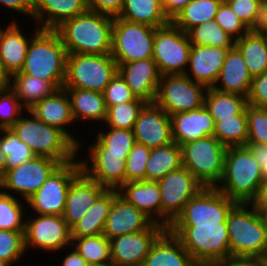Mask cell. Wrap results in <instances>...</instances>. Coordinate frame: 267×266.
I'll return each instance as SVG.
<instances>
[{"instance_id": "9", "label": "cell", "mask_w": 267, "mask_h": 266, "mask_svg": "<svg viewBox=\"0 0 267 266\" xmlns=\"http://www.w3.org/2000/svg\"><path fill=\"white\" fill-rule=\"evenodd\" d=\"M155 27L114 17L111 55L117 64L153 56Z\"/></svg>"}, {"instance_id": "23", "label": "cell", "mask_w": 267, "mask_h": 266, "mask_svg": "<svg viewBox=\"0 0 267 266\" xmlns=\"http://www.w3.org/2000/svg\"><path fill=\"white\" fill-rule=\"evenodd\" d=\"M154 222L119 195L114 199L102 234L108 239L147 230Z\"/></svg>"}, {"instance_id": "54", "label": "cell", "mask_w": 267, "mask_h": 266, "mask_svg": "<svg viewBox=\"0 0 267 266\" xmlns=\"http://www.w3.org/2000/svg\"><path fill=\"white\" fill-rule=\"evenodd\" d=\"M125 0H87L88 9L93 12L118 17Z\"/></svg>"}, {"instance_id": "64", "label": "cell", "mask_w": 267, "mask_h": 266, "mask_svg": "<svg viewBox=\"0 0 267 266\" xmlns=\"http://www.w3.org/2000/svg\"><path fill=\"white\" fill-rule=\"evenodd\" d=\"M262 183L267 182V163H263L261 168Z\"/></svg>"}, {"instance_id": "67", "label": "cell", "mask_w": 267, "mask_h": 266, "mask_svg": "<svg viewBox=\"0 0 267 266\" xmlns=\"http://www.w3.org/2000/svg\"><path fill=\"white\" fill-rule=\"evenodd\" d=\"M261 3L266 2L267 0H259Z\"/></svg>"}, {"instance_id": "28", "label": "cell", "mask_w": 267, "mask_h": 266, "mask_svg": "<svg viewBox=\"0 0 267 266\" xmlns=\"http://www.w3.org/2000/svg\"><path fill=\"white\" fill-rule=\"evenodd\" d=\"M118 193L154 223L162 225V202L157 182L145 180L126 182L118 189Z\"/></svg>"}, {"instance_id": "7", "label": "cell", "mask_w": 267, "mask_h": 266, "mask_svg": "<svg viewBox=\"0 0 267 266\" xmlns=\"http://www.w3.org/2000/svg\"><path fill=\"white\" fill-rule=\"evenodd\" d=\"M182 166L204 187L215 188L223 175L226 147L214 136L182 144Z\"/></svg>"}, {"instance_id": "63", "label": "cell", "mask_w": 267, "mask_h": 266, "mask_svg": "<svg viewBox=\"0 0 267 266\" xmlns=\"http://www.w3.org/2000/svg\"><path fill=\"white\" fill-rule=\"evenodd\" d=\"M6 173V156L2 152L0 147V180L4 177Z\"/></svg>"}, {"instance_id": "40", "label": "cell", "mask_w": 267, "mask_h": 266, "mask_svg": "<svg viewBox=\"0 0 267 266\" xmlns=\"http://www.w3.org/2000/svg\"><path fill=\"white\" fill-rule=\"evenodd\" d=\"M214 137L226 148L246 146L248 140L246 111L244 110L241 114L232 116V118L216 121Z\"/></svg>"}, {"instance_id": "17", "label": "cell", "mask_w": 267, "mask_h": 266, "mask_svg": "<svg viewBox=\"0 0 267 266\" xmlns=\"http://www.w3.org/2000/svg\"><path fill=\"white\" fill-rule=\"evenodd\" d=\"M29 216L30 214L26 215L24 229L26 252L29 248H36L56 253L72 245L71 228L63 216L38 214H35V217Z\"/></svg>"}, {"instance_id": "42", "label": "cell", "mask_w": 267, "mask_h": 266, "mask_svg": "<svg viewBox=\"0 0 267 266\" xmlns=\"http://www.w3.org/2000/svg\"><path fill=\"white\" fill-rule=\"evenodd\" d=\"M27 210L14 194L0 190V230L24 231Z\"/></svg>"}, {"instance_id": "11", "label": "cell", "mask_w": 267, "mask_h": 266, "mask_svg": "<svg viewBox=\"0 0 267 266\" xmlns=\"http://www.w3.org/2000/svg\"><path fill=\"white\" fill-rule=\"evenodd\" d=\"M82 171L79 158L61 164L45 183L26 200L31 210L38 215L62 216L66 205V195L72 180Z\"/></svg>"}, {"instance_id": "55", "label": "cell", "mask_w": 267, "mask_h": 266, "mask_svg": "<svg viewBox=\"0 0 267 266\" xmlns=\"http://www.w3.org/2000/svg\"><path fill=\"white\" fill-rule=\"evenodd\" d=\"M0 4L5 9L24 14L32 19L34 0H0Z\"/></svg>"}, {"instance_id": "43", "label": "cell", "mask_w": 267, "mask_h": 266, "mask_svg": "<svg viewBox=\"0 0 267 266\" xmlns=\"http://www.w3.org/2000/svg\"><path fill=\"white\" fill-rule=\"evenodd\" d=\"M0 147L6 156V171L35 157L30 147L11 129H0Z\"/></svg>"}, {"instance_id": "25", "label": "cell", "mask_w": 267, "mask_h": 266, "mask_svg": "<svg viewBox=\"0 0 267 266\" xmlns=\"http://www.w3.org/2000/svg\"><path fill=\"white\" fill-rule=\"evenodd\" d=\"M172 140L179 146L207 136H214V120L206 107L170 116Z\"/></svg>"}, {"instance_id": "44", "label": "cell", "mask_w": 267, "mask_h": 266, "mask_svg": "<svg viewBox=\"0 0 267 266\" xmlns=\"http://www.w3.org/2000/svg\"><path fill=\"white\" fill-rule=\"evenodd\" d=\"M145 104V101H130L107 107L104 124L115 129L133 130L138 114Z\"/></svg>"}, {"instance_id": "41", "label": "cell", "mask_w": 267, "mask_h": 266, "mask_svg": "<svg viewBox=\"0 0 267 266\" xmlns=\"http://www.w3.org/2000/svg\"><path fill=\"white\" fill-rule=\"evenodd\" d=\"M187 34L191 45L194 46H211L221 49H231L234 46L235 40L215 20L197 25Z\"/></svg>"}, {"instance_id": "58", "label": "cell", "mask_w": 267, "mask_h": 266, "mask_svg": "<svg viewBox=\"0 0 267 266\" xmlns=\"http://www.w3.org/2000/svg\"><path fill=\"white\" fill-rule=\"evenodd\" d=\"M70 248L73 250L64 256L62 266H90L74 247L70 246Z\"/></svg>"}, {"instance_id": "47", "label": "cell", "mask_w": 267, "mask_h": 266, "mask_svg": "<svg viewBox=\"0 0 267 266\" xmlns=\"http://www.w3.org/2000/svg\"><path fill=\"white\" fill-rule=\"evenodd\" d=\"M247 144H267V108L247 105Z\"/></svg>"}, {"instance_id": "35", "label": "cell", "mask_w": 267, "mask_h": 266, "mask_svg": "<svg viewBox=\"0 0 267 266\" xmlns=\"http://www.w3.org/2000/svg\"><path fill=\"white\" fill-rule=\"evenodd\" d=\"M182 167L181 147L174 141L151 149L146 164L145 181L158 182L169 172Z\"/></svg>"}, {"instance_id": "45", "label": "cell", "mask_w": 267, "mask_h": 266, "mask_svg": "<svg viewBox=\"0 0 267 266\" xmlns=\"http://www.w3.org/2000/svg\"><path fill=\"white\" fill-rule=\"evenodd\" d=\"M25 252L24 231L0 230V261L15 265Z\"/></svg>"}, {"instance_id": "19", "label": "cell", "mask_w": 267, "mask_h": 266, "mask_svg": "<svg viewBox=\"0 0 267 266\" xmlns=\"http://www.w3.org/2000/svg\"><path fill=\"white\" fill-rule=\"evenodd\" d=\"M137 143L150 149L173 142L171 118L156 103H146L138 114L133 128Z\"/></svg>"}, {"instance_id": "31", "label": "cell", "mask_w": 267, "mask_h": 266, "mask_svg": "<svg viewBox=\"0 0 267 266\" xmlns=\"http://www.w3.org/2000/svg\"><path fill=\"white\" fill-rule=\"evenodd\" d=\"M118 195V190L107 189L71 228V238L101 235L110 208Z\"/></svg>"}, {"instance_id": "26", "label": "cell", "mask_w": 267, "mask_h": 266, "mask_svg": "<svg viewBox=\"0 0 267 266\" xmlns=\"http://www.w3.org/2000/svg\"><path fill=\"white\" fill-rule=\"evenodd\" d=\"M10 22L4 29L0 27V61L11 76L22 69L29 43L40 28L37 26L30 37L24 35L16 19Z\"/></svg>"}, {"instance_id": "36", "label": "cell", "mask_w": 267, "mask_h": 266, "mask_svg": "<svg viewBox=\"0 0 267 266\" xmlns=\"http://www.w3.org/2000/svg\"><path fill=\"white\" fill-rule=\"evenodd\" d=\"M234 46L241 53L252 78L267 71V47L259 32L250 30L235 40Z\"/></svg>"}, {"instance_id": "14", "label": "cell", "mask_w": 267, "mask_h": 266, "mask_svg": "<svg viewBox=\"0 0 267 266\" xmlns=\"http://www.w3.org/2000/svg\"><path fill=\"white\" fill-rule=\"evenodd\" d=\"M60 165L61 163L53 158L35 156L7 170L0 180V190L9 195L14 192L17 198L19 195L23 201H26L38 191Z\"/></svg>"}, {"instance_id": "2", "label": "cell", "mask_w": 267, "mask_h": 266, "mask_svg": "<svg viewBox=\"0 0 267 266\" xmlns=\"http://www.w3.org/2000/svg\"><path fill=\"white\" fill-rule=\"evenodd\" d=\"M114 18L88 10L64 21L55 30L68 54L107 55L112 51Z\"/></svg>"}, {"instance_id": "27", "label": "cell", "mask_w": 267, "mask_h": 266, "mask_svg": "<svg viewBox=\"0 0 267 266\" xmlns=\"http://www.w3.org/2000/svg\"><path fill=\"white\" fill-rule=\"evenodd\" d=\"M88 10L87 0H34L32 21L40 29L55 30L64 21Z\"/></svg>"}, {"instance_id": "16", "label": "cell", "mask_w": 267, "mask_h": 266, "mask_svg": "<svg viewBox=\"0 0 267 266\" xmlns=\"http://www.w3.org/2000/svg\"><path fill=\"white\" fill-rule=\"evenodd\" d=\"M95 139L88 145L89 158L87 156V159L80 160L82 171L103 187L118 190L126 183V159L129 153L107 152V147L97 137Z\"/></svg>"}, {"instance_id": "49", "label": "cell", "mask_w": 267, "mask_h": 266, "mask_svg": "<svg viewBox=\"0 0 267 266\" xmlns=\"http://www.w3.org/2000/svg\"><path fill=\"white\" fill-rule=\"evenodd\" d=\"M150 153L149 147L135 143L126 159V182L145 180L146 164Z\"/></svg>"}, {"instance_id": "60", "label": "cell", "mask_w": 267, "mask_h": 266, "mask_svg": "<svg viewBox=\"0 0 267 266\" xmlns=\"http://www.w3.org/2000/svg\"><path fill=\"white\" fill-rule=\"evenodd\" d=\"M253 204L262 212L267 211V182L262 183L258 197Z\"/></svg>"}, {"instance_id": "61", "label": "cell", "mask_w": 267, "mask_h": 266, "mask_svg": "<svg viewBox=\"0 0 267 266\" xmlns=\"http://www.w3.org/2000/svg\"><path fill=\"white\" fill-rule=\"evenodd\" d=\"M10 74L5 70L3 63L0 61V90L10 87Z\"/></svg>"}, {"instance_id": "24", "label": "cell", "mask_w": 267, "mask_h": 266, "mask_svg": "<svg viewBox=\"0 0 267 266\" xmlns=\"http://www.w3.org/2000/svg\"><path fill=\"white\" fill-rule=\"evenodd\" d=\"M229 49L211 46H191L188 70L184 75L207 88L214 86ZM191 72V73H190ZM192 75V76H191Z\"/></svg>"}, {"instance_id": "66", "label": "cell", "mask_w": 267, "mask_h": 266, "mask_svg": "<svg viewBox=\"0 0 267 266\" xmlns=\"http://www.w3.org/2000/svg\"><path fill=\"white\" fill-rule=\"evenodd\" d=\"M0 266H9V265L4 263V262H2V261H0Z\"/></svg>"}, {"instance_id": "56", "label": "cell", "mask_w": 267, "mask_h": 266, "mask_svg": "<svg viewBox=\"0 0 267 266\" xmlns=\"http://www.w3.org/2000/svg\"><path fill=\"white\" fill-rule=\"evenodd\" d=\"M206 266H267L265 262L254 258L229 257L209 263Z\"/></svg>"}, {"instance_id": "33", "label": "cell", "mask_w": 267, "mask_h": 266, "mask_svg": "<svg viewBox=\"0 0 267 266\" xmlns=\"http://www.w3.org/2000/svg\"><path fill=\"white\" fill-rule=\"evenodd\" d=\"M10 88L26 110L57 90L51 82L23 73L11 75Z\"/></svg>"}, {"instance_id": "34", "label": "cell", "mask_w": 267, "mask_h": 266, "mask_svg": "<svg viewBox=\"0 0 267 266\" xmlns=\"http://www.w3.org/2000/svg\"><path fill=\"white\" fill-rule=\"evenodd\" d=\"M118 18L155 28L170 23L162 8V0H125Z\"/></svg>"}, {"instance_id": "62", "label": "cell", "mask_w": 267, "mask_h": 266, "mask_svg": "<svg viewBox=\"0 0 267 266\" xmlns=\"http://www.w3.org/2000/svg\"><path fill=\"white\" fill-rule=\"evenodd\" d=\"M255 30H267V1L262 3L260 21Z\"/></svg>"}, {"instance_id": "13", "label": "cell", "mask_w": 267, "mask_h": 266, "mask_svg": "<svg viewBox=\"0 0 267 266\" xmlns=\"http://www.w3.org/2000/svg\"><path fill=\"white\" fill-rule=\"evenodd\" d=\"M157 183L162 202V226L168 229L186 203L204 186L184 166L169 172Z\"/></svg>"}, {"instance_id": "48", "label": "cell", "mask_w": 267, "mask_h": 266, "mask_svg": "<svg viewBox=\"0 0 267 266\" xmlns=\"http://www.w3.org/2000/svg\"><path fill=\"white\" fill-rule=\"evenodd\" d=\"M26 109L9 87L0 90V129H10Z\"/></svg>"}, {"instance_id": "21", "label": "cell", "mask_w": 267, "mask_h": 266, "mask_svg": "<svg viewBox=\"0 0 267 266\" xmlns=\"http://www.w3.org/2000/svg\"><path fill=\"white\" fill-rule=\"evenodd\" d=\"M118 73L136 98L155 103L161 75L153 58L117 64Z\"/></svg>"}, {"instance_id": "57", "label": "cell", "mask_w": 267, "mask_h": 266, "mask_svg": "<svg viewBox=\"0 0 267 266\" xmlns=\"http://www.w3.org/2000/svg\"><path fill=\"white\" fill-rule=\"evenodd\" d=\"M191 0H162L164 14L170 22L183 10Z\"/></svg>"}, {"instance_id": "59", "label": "cell", "mask_w": 267, "mask_h": 266, "mask_svg": "<svg viewBox=\"0 0 267 266\" xmlns=\"http://www.w3.org/2000/svg\"><path fill=\"white\" fill-rule=\"evenodd\" d=\"M246 147L251 151L253 157L262 168L263 163H267V144H247Z\"/></svg>"}, {"instance_id": "10", "label": "cell", "mask_w": 267, "mask_h": 266, "mask_svg": "<svg viewBox=\"0 0 267 266\" xmlns=\"http://www.w3.org/2000/svg\"><path fill=\"white\" fill-rule=\"evenodd\" d=\"M191 46L188 34L172 22L156 28L152 58L160 75L184 74Z\"/></svg>"}, {"instance_id": "52", "label": "cell", "mask_w": 267, "mask_h": 266, "mask_svg": "<svg viewBox=\"0 0 267 266\" xmlns=\"http://www.w3.org/2000/svg\"><path fill=\"white\" fill-rule=\"evenodd\" d=\"M234 40L247 34L250 29L234 14L229 5L223 1L214 19Z\"/></svg>"}, {"instance_id": "4", "label": "cell", "mask_w": 267, "mask_h": 266, "mask_svg": "<svg viewBox=\"0 0 267 266\" xmlns=\"http://www.w3.org/2000/svg\"><path fill=\"white\" fill-rule=\"evenodd\" d=\"M67 50L56 30L40 29L31 39L20 72L51 82L57 89L66 79Z\"/></svg>"}, {"instance_id": "65", "label": "cell", "mask_w": 267, "mask_h": 266, "mask_svg": "<svg viewBox=\"0 0 267 266\" xmlns=\"http://www.w3.org/2000/svg\"><path fill=\"white\" fill-rule=\"evenodd\" d=\"M255 31L259 32L262 35L267 47V30H255Z\"/></svg>"}, {"instance_id": "53", "label": "cell", "mask_w": 267, "mask_h": 266, "mask_svg": "<svg viewBox=\"0 0 267 266\" xmlns=\"http://www.w3.org/2000/svg\"><path fill=\"white\" fill-rule=\"evenodd\" d=\"M247 100L249 105L267 108V71L252 78Z\"/></svg>"}, {"instance_id": "39", "label": "cell", "mask_w": 267, "mask_h": 266, "mask_svg": "<svg viewBox=\"0 0 267 266\" xmlns=\"http://www.w3.org/2000/svg\"><path fill=\"white\" fill-rule=\"evenodd\" d=\"M71 246L90 266H111L110 240L103 234L72 238Z\"/></svg>"}, {"instance_id": "12", "label": "cell", "mask_w": 267, "mask_h": 266, "mask_svg": "<svg viewBox=\"0 0 267 266\" xmlns=\"http://www.w3.org/2000/svg\"><path fill=\"white\" fill-rule=\"evenodd\" d=\"M207 87L184 74L162 75L155 103L169 116L204 105Z\"/></svg>"}, {"instance_id": "18", "label": "cell", "mask_w": 267, "mask_h": 266, "mask_svg": "<svg viewBox=\"0 0 267 266\" xmlns=\"http://www.w3.org/2000/svg\"><path fill=\"white\" fill-rule=\"evenodd\" d=\"M166 230L153 223L147 230L110 239L111 266H142L152 245Z\"/></svg>"}, {"instance_id": "5", "label": "cell", "mask_w": 267, "mask_h": 266, "mask_svg": "<svg viewBox=\"0 0 267 266\" xmlns=\"http://www.w3.org/2000/svg\"><path fill=\"white\" fill-rule=\"evenodd\" d=\"M10 128L35 156L53 158L61 164L78 158V147L58 128L40 121L31 111Z\"/></svg>"}, {"instance_id": "29", "label": "cell", "mask_w": 267, "mask_h": 266, "mask_svg": "<svg viewBox=\"0 0 267 266\" xmlns=\"http://www.w3.org/2000/svg\"><path fill=\"white\" fill-rule=\"evenodd\" d=\"M251 83L252 76L248 67L239 50L233 46L228 50L218 79L212 88L248 97Z\"/></svg>"}, {"instance_id": "51", "label": "cell", "mask_w": 267, "mask_h": 266, "mask_svg": "<svg viewBox=\"0 0 267 266\" xmlns=\"http://www.w3.org/2000/svg\"><path fill=\"white\" fill-rule=\"evenodd\" d=\"M106 107L130 101H144L136 98L130 87L117 72L103 91Z\"/></svg>"}, {"instance_id": "46", "label": "cell", "mask_w": 267, "mask_h": 266, "mask_svg": "<svg viewBox=\"0 0 267 266\" xmlns=\"http://www.w3.org/2000/svg\"><path fill=\"white\" fill-rule=\"evenodd\" d=\"M106 128L99 129L96 137L107 147V152L129 153L136 143L133 130Z\"/></svg>"}, {"instance_id": "1", "label": "cell", "mask_w": 267, "mask_h": 266, "mask_svg": "<svg viewBox=\"0 0 267 266\" xmlns=\"http://www.w3.org/2000/svg\"><path fill=\"white\" fill-rule=\"evenodd\" d=\"M230 257L267 262V218L254 204L237 203L226 219Z\"/></svg>"}, {"instance_id": "32", "label": "cell", "mask_w": 267, "mask_h": 266, "mask_svg": "<svg viewBox=\"0 0 267 266\" xmlns=\"http://www.w3.org/2000/svg\"><path fill=\"white\" fill-rule=\"evenodd\" d=\"M71 101L72 115L77 121L103 122L106 120L107 107L103 93L77 88H65Z\"/></svg>"}, {"instance_id": "3", "label": "cell", "mask_w": 267, "mask_h": 266, "mask_svg": "<svg viewBox=\"0 0 267 266\" xmlns=\"http://www.w3.org/2000/svg\"><path fill=\"white\" fill-rule=\"evenodd\" d=\"M262 185L261 167L246 146L228 147L223 175L215 187L236 203L253 204Z\"/></svg>"}, {"instance_id": "30", "label": "cell", "mask_w": 267, "mask_h": 266, "mask_svg": "<svg viewBox=\"0 0 267 266\" xmlns=\"http://www.w3.org/2000/svg\"><path fill=\"white\" fill-rule=\"evenodd\" d=\"M142 266H199L168 229L155 241Z\"/></svg>"}, {"instance_id": "6", "label": "cell", "mask_w": 267, "mask_h": 266, "mask_svg": "<svg viewBox=\"0 0 267 266\" xmlns=\"http://www.w3.org/2000/svg\"><path fill=\"white\" fill-rule=\"evenodd\" d=\"M168 230L182 242L199 266L230 257L227 223L170 225Z\"/></svg>"}, {"instance_id": "8", "label": "cell", "mask_w": 267, "mask_h": 266, "mask_svg": "<svg viewBox=\"0 0 267 266\" xmlns=\"http://www.w3.org/2000/svg\"><path fill=\"white\" fill-rule=\"evenodd\" d=\"M118 66L111 54H68L63 88H77L103 93Z\"/></svg>"}, {"instance_id": "15", "label": "cell", "mask_w": 267, "mask_h": 266, "mask_svg": "<svg viewBox=\"0 0 267 266\" xmlns=\"http://www.w3.org/2000/svg\"><path fill=\"white\" fill-rule=\"evenodd\" d=\"M237 203L216 188L204 187L185 205L171 225H218L226 223L228 213Z\"/></svg>"}, {"instance_id": "22", "label": "cell", "mask_w": 267, "mask_h": 266, "mask_svg": "<svg viewBox=\"0 0 267 266\" xmlns=\"http://www.w3.org/2000/svg\"><path fill=\"white\" fill-rule=\"evenodd\" d=\"M107 190L81 171L73 180L66 195L63 219L72 228L97 199Z\"/></svg>"}, {"instance_id": "38", "label": "cell", "mask_w": 267, "mask_h": 266, "mask_svg": "<svg viewBox=\"0 0 267 266\" xmlns=\"http://www.w3.org/2000/svg\"><path fill=\"white\" fill-rule=\"evenodd\" d=\"M224 0H191L172 23L184 32L204 22L212 21Z\"/></svg>"}, {"instance_id": "50", "label": "cell", "mask_w": 267, "mask_h": 266, "mask_svg": "<svg viewBox=\"0 0 267 266\" xmlns=\"http://www.w3.org/2000/svg\"><path fill=\"white\" fill-rule=\"evenodd\" d=\"M234 14L250 29L255 30L261 16L259 0H224Z\"/></svg>"}, {"instance_id": "37", "label": "cell", "mask_w": 267, "mask_h": 266, "mask_svg": "<svg viewBox=\"0 0 267 266\" xmlns=\"http://www.w3.org/2000/svg\"><path fill=\"white\" fill-rule=\"evenodd\" d=\"M248 105L247 97L207 88L204 106L214 122L241 114Z\"/></svg>"}, {"instance_id": "20", "label": "cell", "mask_w": 267, "mask_h": 266, "mask_svg": "<svg viewBox=\"0 0 267 266\" xmlns=\"http://www.w3.org/2000/svg\"><path fill=\"white\" fill-rule=\"evenodd\" d=\"M40 121L61 130L77 147L78 153L83 141L71 134L66 126L75 123L72 115L70 97L65 88L57 89L52 95L45 97L29 109ZM82 143V144H80Z\"/></svg>"}]
</instances>
